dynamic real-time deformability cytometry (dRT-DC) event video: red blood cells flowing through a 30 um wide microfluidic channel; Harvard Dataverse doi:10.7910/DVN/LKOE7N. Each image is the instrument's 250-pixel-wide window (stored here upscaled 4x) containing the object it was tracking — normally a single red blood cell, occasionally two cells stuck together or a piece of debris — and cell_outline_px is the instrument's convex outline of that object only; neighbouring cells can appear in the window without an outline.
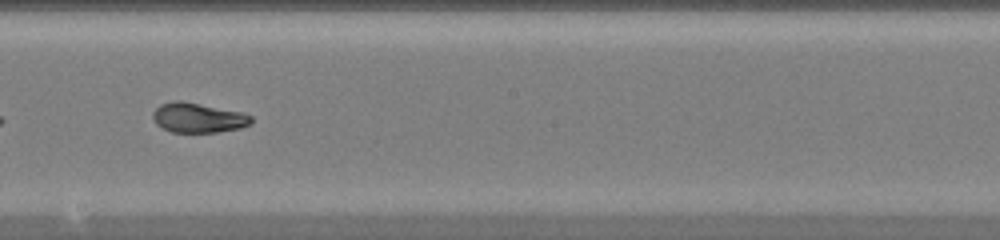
{"species": "common noctule bat (a hibernating species)", "species_latin": "Nyctalus noctula", "temperature_condition": "warm", "stored_images_in_passage": 28, "camera_frame_rate_fps": 3000, "um_per_image_px": 0.085, "animal": {"sex": "female", "body_mass_g": 20.0, "forearm_length_mm": 54.0}, "frame": {"image": 1, "passage_image": 13, "time_ms": 4.0, "image_size_px": [1000, 240], "cell_outline_px": [[252, 124], [240, 128], [216, 132], [172, 132], [156, 124], [152, 120], [152, 112], [160, 104], [176, 100], [180, 100], [244, 112], [252, 116]], "centroid_in_image_um": [16.85, 10.0], "position_along_channel_um": 231.4, "area_um2": 17.22}}
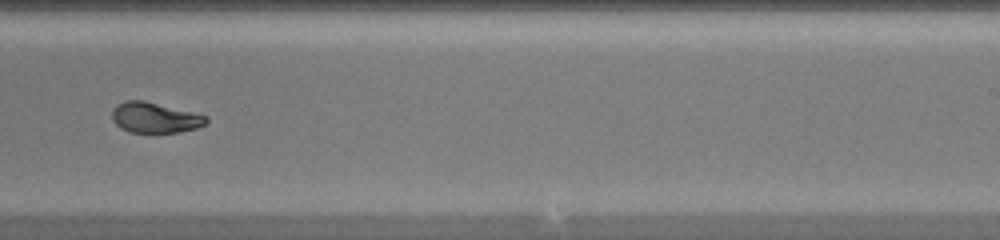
{"frame": {"image": 2, "passage_image": 16, "time_ms": 5.0, "image_size_px": [1000, 240], "cell_outline_px": [[208, 120], [204, 124], [196, 128], [176, 132], [128, 132], [120, 128], [112, 120], [112, 112], [116, 104], [124, 100], [144, 100], [208, 116]], "centroid_in_image_um": [13.12, 9.99], "position_along_channel_um": 275.9, "area_um2": 16.65}}